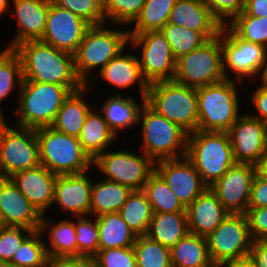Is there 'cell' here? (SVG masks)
Masks as SVG:
<instances>
[{
  "mask_svg": "<svg viewBox=\"0 0 267 267\" xmlns=\"http://www.w3.org/2000/svg\"><path fill=\"white\" fill-rule=\"evenodd\" d=\"M22 62L23 80L66 86L71 92L85 86L74 67V55L41 40L26 41L14 48Z\"/></svg>",
  "mask_w": 267,
  "mask_h": 267,
  "instance_id": "6da1fadb",
  "label": "cell"
},
{
  "mask_svg": "<svg viewBox=\"0 0 267 267\" xmlns=\"http://www.w3.org/2000/svg\"><path fill=\"white\" fill-rule=\"evenodd\" d=\"M106 26L107 23L91 26L73 54L76 74L84 85H89L95 77L92 76L93 70L100 72L111 59L128 47L127 29Z\"/></svg>",
  "mask_w": 267,
  "mask_h": 267,
  "instance_id": "7a4b0ae2",
  "label": "cell"
},
{
  "mask_svg": "<svg viewBox=\"0 0 267 267\" xmlns=\"http://www.w3.org/2000/svg\"><path fill=\"white\" fill-rule=\"evenodd\" d=\"M239 80H224L196 89L198 130L227 132L239 114Z\"/></svg>",
  "mask_w": 267,
  "mask_h": 267,
  "instance_id": "3957f363",
  "label": "cell"
},
{
  "mask_svg": "<svg viewBox=\"0 0 267 267\" xmlns=\"http://www.w3.org/2000/svg\"><path fill=\"white\" fill-rule=\"evenodd\" d=\"M17 103V126L37 129L51 126L71 91L63 85L22 80Z\"/></svg>",
  "mask_w": 267,
  "mask_h": 267,
  "instance_id": "277c9868",
  "label": "cell"
},
{
  "mask_svg": "<svg viewBox=\"0 0 267 267\" xmlns=\"http://www.w3.org/2000/svg\"><path fill=\"white\" fill-rule=\"evenodd\" d=\"M186 157L208 188L236 164L227 132L197 130L188 134Z\"/></svg>",
  "mask_w": 267,
  "mask_h": 267,
  "instance_id": "5b68a950",
  "label": "cell"
},
{
  "mask_svg": "<svg viewBox=\"0 0 267 267\" xmlns=\"http://www.w3.org/2000/svg\"><path fill=\"white\" fill-rule=\"evenodd\" d=\"M40 164L56 175L81 174L90 170L93 160L83 150L78 137L51 126L35 129Z\"/></svg>",
  "mask_w": 267,
  "mask_h": 267,
  "instance_id": "8992f818",
  "label": "cell"
},
{
  "mask_svg": "<svg viewBox=\"0 0 267 267\" xmlns=\"http://www.w3.org/2000/svg\"><path fill=\"white\" fill-rule=\"evenodd\" d=\"M142 123L141 150L155 162L163 159H178L187 154L188 133L176 123L169 121L146 102L143 103L138 125Z\"/></svg>",
  "mask_w": 267,
  "mask_h": 267,
  "instance_id": "52a82bcc",
  "label": "cell"
},
{
  "mask_svg": "<svg viewBox=\"0 0 267 267\" xmlns=\"http://www.w3.org/2000/svg\"><path fill=\"white\" fill-rule=\"evenodd\" d=\"M145 102L188 134L198 130L196 88L174 80L149 84Z\"/></svg>",
  "mask_w": 267,
  "mask_h": 267,
  "instance_id": "ba28073f",
  "label": "cell"
},
{
  "mask_svg": "<svg viewBox=\"0 0 267 267\" xmlns=\"http://www.w3.org/2000/svg\"><path fill=\"white\" fill-rule=\"evenodd\" d=\"M224 79L222 28L218 36L176 59L173 80L180 84L197 89Z\"/></svg>",
  "mask_w": 267,
  "mask_h": 267,
  "instance_id": "9c48e42d",
  "label": "cell"
},
{
  "mask_svg": "<svg viewBox=\"0 0 267 267\" xmlns=\"http://www.w3.org/2000/svg\"><path fill=\"white\" fill-rule=\"evenodd\" d=\"M12 127L0 120V177L35 168L40 164L39 145L33 128Z\"/></svg>",
  "mask_w": 267,
  "mask_h": 267,
  "instance_id": "30bf717a",
  "label": "cell"
},
{
  "mask_svg": "<svg viewBox=\"0 0 267 267\" xmlns=\"http://www.w3.org/2000/svg\"><path fill=\"white\" fill-rule=\"evenodd\" d=\"M208 253L215 267L248 258L253 239L245 214H229L207 237Z\"/></svg>",
  "mask_w": 267,
  "mask_h": 267,
  "instance_id": "8fae6325",
  "label": "cell"
},
{
  "mask_svg": "<svg viewBox=\"0 0 267 267\" xmlns=\"http://www.w3.org/2000/svg\"><path fill=\"white\" fill-rule=\"evenodd\" d=\"M110 148L93 160V166L103 174L104 179L123 184L131 190H143L148 178L155 172V161L141 152Z\"/></svg>",
  "mask_w": 267,
  "mask_h": 267,
  "instance_id": "7c38bea8",
  "label": "cell"
},
{
  "mask_svg": "<svg viewBox=\"0 0 267 267\" xmlns=\"http://www.w3.org/2000/svg\"><path fill=\"white\" fill-rule=\"evenodd\" d=\"M129 44L132 48L142 47L138 60L148 84L174 79L176 59L161 31L129 34Z\"/></svg>",
  "mask_w": 267,
  "mask_h": 267,
  "instance_id": "4fadbf2b",
  "label": "cell"
},
{
  "mask_svg": "<svg viewBox=\"0 0 267 267\" xmlns=\"http://www.w3.org/2000/svg\"><path fill=\"white\" fill-rule=\"evenodd\" d=\"M222 52L225 78L239 81L256 78L267 58L266 47L239 38L227 25L222 26Z\"/></svg>",
  "mask_w": 267,
  "mask_h": 267,
  "instance_id": "5bb4252c",
  "label": "cell"
},
{
  "mask_svg": "<svg viewBox=\"0 0 267 267\" xmlns=\"http://www.w3.org/2000/svg\"><path fill=\"white\" fill-rule=\"evenodd\" d=\"M255 165L236 163L209 189L230 214H247Z\"/></svg>",
  "mask_w": 267,
  "mask_h": 267,
  "instance_id": "9a60e30c",
  "label": "cell"
},
{
  "mask_svg": "<svg viewBox=\"0 0 267 267\" xmlns=\"http://www.w3.org/2000/svg\"><path fill=\"white\" fill-rule=\"evenodd\" d=\"M90 27L85 20L51 0L41 41L74 54Z\"/></svg>",
  "mask_w": 267,
  "mask_h": 267,
  "instance_id": "2e32d148",
  "label": "cell"
},
{
  "mask_svg": "<svg viewBox=\"0 0 267 267\" xmlns=\"http://www.w3.org/2000/svg\"><path fill=\"white\" fill-rule=\"evenodd\" d=\"M155 172L185 208L208 188L194 164L186 156L156 161Z\"/></svg>",
  "mask_w": 267,
  "mask_h": 267,
  "instance_id": "e0dca14e",
  "label": "cell"
},
{
  "mask_svg": "<svg viewBox=\"0 0 267 267\" xmlns=\"http://www.w3.org/2000/svg\"><path fill=\"white\" fill-rule=\"evenodd\" d=\"M236 163L255 165L267 151V124L241 115L227 131Z\"/></svg>",
  "mask_w": 267,
  "mask_h": 267,
  "instance_id": "ac0fdd59",
  "label": "cell"
},
{
  "mask_svg": "<svg viewBox=\"0 0 267 267\" xmlns=\"http://www.w3.org/2000/svg\"><path fill=\"white\" fill-rule=\"evenodd\" d=\"M87 172L57 175L53 205L76 217L91 215L92 181Z\"/></svg>",
  "mask_w": 267,
  "mask_h": 267,
  "instance_id": "d6986e66",
  "label": "cell"
},
{
  "mask_svg": "<svg viewBox=\"0 0 267 267\" xmlns=\"http://www.w3.org/2000/svg\"><path fill=\"white\" fill-rule=\"evenodd\" d=\"M0 209L5 226H22L33 231L39 230L42 215L10 178L0 177Z\"/></svg>",
  "mask_w": 267,
  "mask_h": 267,
  "instance_id": "ffe728a7",
  "label": "cell"
},
{
  "mask_svg": "<svg viewBox=\"0 0 267 267\" xmlns=\"http://www.w3.org/2000/svg\"><path fill=\"white\" fill-rule=\"evenodd\" d=\"M56 178V174L42 165L23 170L10 177L11 181L41 215H44L53 205Z\"/></svg>",
  "mask_w": 267,
  "mask_h": 267,
  "instance_id": "44dd1931",
  "label": "cell"
},
{
  "mask_svg": "<svg viewBox=\"0 0 267 267\" xmlns=\"http://www.w3.org/2000/svg\"><path fill=\"white\" fill-rule=\"evenodd\" d=\"M15 10L17 34L7 49L32 40H41L46 27L48 10L51 0H11Z\"/></svg>",
  "mask_w": 267,
  "mask_h": 267,
  "instance_id": "7402d4cb",
  "label": "cell"
},
{
  "mask_svg": "<svg viewBox=\"0 0 267 267\" xmlns=\"http://www.w3.org/2000/svg\"><path fill=\"white\" fill-rule=\"evenodd\" d=\"M186 213L189 232L205 238L230 214L209 188L186 208Z\"/></svg>",
  "mask_w": 267,
  "mask_h": 267,
  "instance_id": "603a6c76",
  "label": "cell"
},
{
  "mask_svg": "<svg viewBox=\"0 0 267 267\" xmlns=\"http://www.w3.org/2000/svg\"><path fill=\"white\" fill-rule=\"evenodd\" d=\"M168 23L201 32L208 40L218 36L222 28L200 0H176Z\"/></svg>",
  "mask_w": 267,
  "mask_h": 267,
  "instance_id": "cb8c5ba5",
  "label": "cell"
},
{
  "mask_svg": "<svg viewBox=\"0 0 267 267\" xmlns=\"http://www.w3.org/2000/svg\"><path fill=\"white\" fill-rule=\"evenodd\" d=\"M125 49L111 59L104 68L98 72L102 80L107 81L115 88L124 89L138 84L141 102H145L148 82L144 79L138 56L125 53ZM137 82V83H136Z\"/></svg>",
  "mask_w": 267,
  "mask_h": 267,
  "instance_id": "d4e9b609",
  "label": "cell"
},
{
  "mask_svg": "<svg viewBox=\"0 0 267 267\" xmlns=\"http://www.w3.org/2000/svg\"><path fill=\"white\" fill-rule=\"evenodd\" d=\"M51 222L52 220L46 219L44 214L41 217L39 228L42 235L45 233L49 234V241L47 242L44 239L49 259L77 256L75 220L64 219L60 220V222L55 221L54 225ZM47 229L49 230L48 232H46Z\"/></svg>",
  "mask_w": 267,
  "mask_h": 267,
  "instance_id": "484cf974",
  "label": "cell"
},
{
  "mask_svg": "<svg viewBox=\"0 0 267 267\" xmlns=\"http://www.w3.org/2000/svg\"><path fill=\"white\" fill-rule=\"evenodd\" d=\"M89 87L90 85H85L80 90L70 93L57 112L51 127L67 135H80L85 119L93 109L84 100Z\"/></svg>",
  "mask_w": 267,
  "mask_h": 267,
  "instance_id": "4316f807",
  "label": "cell"
},
{
  "mask_svg": "<svg viewBox=\"0 0 267 267\" xmlns=\"http://www.w3.org/2000/svg\"><path fill=\"white\" fill-rule=\"evenodd\" d=\"M116 137L104 120L103 114L92 109L85 119L78 140L83 150L94 160L116 142Z\"/></svg>",
  "mask_w": 267,
  "mask_h": 267,
  "instance_id": "83f0119b",
  "label": "cell"
},
{
  "mask_svg": "<svg viewBox=\"0 0 267 267\" xmlns=\"http://www.w3.org/2000/svg\"><path fill=\"white\" fill-rule=\"evenodd\" d=\"M134 99L131 96L116 94L107 98L102 104L100 112L117 138L120 130L138 124L139 112L144 102L139 105Z\"/></svg>",
  "mask_w": 267,
  "mask_h": 267,
  "instance_id": "f1b7e54d",
  "label": "cell"
},
{
  "mask_svg": "<svg viewBox=\"0 0 267 267\" xmlns=\"http://www.w3.org/2000/svg\"><path fill=\"white\" fill-rule=\"evenodd\" d=\"M188 232L186 212L153 213L146 235L170 249Z\"/></svg>",
  "mask_w": 267,
  "mask_h": 267,
  "instance_id": "f546056e",
  "label": "cell"
},
{
  "mask_svg": "<svg viewBox=\"0 0 267 267\" xmlns=\"http://www.w3.org/2000/svg\"><path fill=\"white\" fill-rule=\"evenodd\" d=\"M172 267H215L205 237L188 232L179 243L170 248Z\"/></svg>",
  "mask_w": 267,
  "mask_h": 267,
  "instance_id": "4dcf8cb0",
  "label": "cell"
},
{
  "mask_svg": "<svg viewBox=\"0 0 267 267\" xmlns=\"http://www.w3.org/2000/svg\"><path fill=\"white\" fill-rule=\"evenodd\" d=\"M132 190L123 184L103 179L92 184L91 216L119 212Z\"/></svg>",
  "mask_w": 267,
  "mask_h": 267,
  "instance_id": "1f68e13d",
  "label": "cell"
},
{
  "mask_svg": "<svg viewBox=\"0 0 267 267\" xmlns=\"http://www.w3.org/2000/svg\"><path fill=\"white\" fill-rule=\"evenodd\" d=\"M97 218L99 250L133 247L137 235L127 226L118 212L102 214Z\"/></svg>",
  "mask_w": 267,
  "mask_h": 267,
  "instance_id": "d6a6232c",
  "label": "cell"
},
{
  "mask_svg": "<svg viewBox=\"0 0 267 267\" xmlns=\"http://www.w3.org/2000/svg\"><path fill=\"white\" fill-rule=\"evenodd\" d=\"M118 213L137 236L147 234L153 210L143 190H132Z\"/></svg>",
  "mask_w": 267,
  "mask_h": 267,
  "instance_id": "836d02e7",
  "label": "cell"
},
{
  "mask_svg": "<svg viewBox=\"0 0 267 267\" xmlns=\"http://www.w3.org/2000/svg\"><path fill=\"white\" fill-rule=\"evenodd\" d=\"M175 1L146 0L139 16L133 22L134 29H128V33L142 34L150 31H161L168 23Z\"/></svg>",
  "mask_w": 267,
  "mask_h": 267,
  "instance_id": "e575fe53",
  "label": "cell"
},
{
  "mask_svg": "<svg viewBox=\"0 0 267 267\" xmlns=\"http://www.w3.org/2000/svg\"><path fill=\"white\" fill-rule=\"evenodd\" d=\"M143 191L153 213L186 212V208L156 172L148 178Z\"/></svg>",
  "mask_w": 267,
  "mask_h": 267,
  "instance_id": "d590c367",
  "label": "cell"
},
{
  "mask_svg": "<svg viewBox=\"0 0 267 267\" xmlns=\"http://www.w3.org/2000/svg\"><path fill=\"white\" fill-rule=\"evenodd\" d=\"M22 80V62L20 56L14 49L5 48L3 51H0V102L10 96L16 86L19 90ZM1 109L0 120L6 119Z\"/></svg>",
  "mask_w": 267,
  "mask_h": 267,
  "instance_id": "8d00e7d4",
  "label": "cell"
},
{
  "mask_svg": "<svg viewBox=\"0 0 267 267\" xmlns=\"http://www.w3.org/2000/svg\"><path fill=\"white\" fill-rule=\"evenodd\" d=\"M39 230L33 231L14 253L10 263L15 267H48L49 257Z\"/></svg>",
  "mask_w": 267,
  "mask_h": 267,
  "instance_id": "74e56055",
  "label": "cell"
},
{
  "mask_svg": "<svg viewBox=\"0 0 267 267\" xmlns=\"http://www.w3.org/2000/svg\"><path fill=\"white\" fill-rule=\"evenodd\" d=\"M171 46L175 59L201 47L208 39L201 33L167 23L161 30Z\"/></svg>",
  "mask_w": 267,
  "mask_h": 267,
  "instance_id": "f35d334b",
  "label": "cell"
},
{
  "mask_svg": "<svg viewBox=\"0 0 267 267\" xmlns=\"http://www.w3.org/2000/svg\"><path fill=\"white\" fill-rule=\"evenodd\" d=\"M133 249L137 267H172L170 249L147 235L137 236Z\"/></svg>",
  "mask_w": 267,
  "mask_h": 267,
  "instance_id": "ab89813d",
  "label": "cell"
},
{
  "mask_svg": "<svg viewBox=\"0 0 267 267\" xmlns=\"http://www.w3.org/2000/svg\"><path fill=\"white\" fill-rule=\"evenodd\" d=\"M227 26L239 38L267 48V17H253L243 11Z\"/></svg>",
  "mask_w": 267,
  "mask_h": 267,
  "instance_id": "60d3db41",
  "label": "cell"
},
{
  "mask_svg": "<svg viewBox=\"0 0 267 267\" xmlns=\"http://www.w3.org/2000/svg\"><path fill=\"white\" fill-rule=\"evenodd\" d=\"M92 218L80 216L75 221L77 256L94 257L99 252L98 218L95 216L93 221Z\"/></svg>",
  "mask_w": 267,
  "mask_h": 267,
  "instance_id": "b9f144b4",
  "label": "cell"
},
{
  "mask_svg": "<svg viewBox=\"0 0 267 267\" xmlns=\"http://www.w3.org/2000/svg\"><path fill=\"white\" fill-rule=\"evenodd\" d=\"M146 0H104L105 23L131 26L139 16Z\"/></svg>",
  "mask_w": 267,
  "mask_h": 267,
  "instance_id": "7bdbcfd3",
  "label": "cell"
},
{
  "mask_svg": "<svg viewBox=\"0 0 267 267\" xmlns=\"http://www.w3.org/2000/svg\"><path fill=\"white\" fill-rule=\"evenodd\" d=\"M56 5L71 11L91 26L105 24L104 0H52Z\"/></svg>",
  "mask_w": 267,
  "mask_h": 267,
  "instance_id": "ee69618b",
  "label": "cell"
},
{
  "mask_svg": "<svg viewBox=\"0 0 267 267\" xmlns=\"http://www.w3.org/2000/svg\"><path fill=\"white\" fill-rule=\"evenodd\" d=\"M33 232L22 226L0 228V261L10 262L21 243Z\"/></svg>",
  "mask_w": 267,
  "mask_h": 267,
  "instance_id": "f6af8a7d",
  "label": "cell"
},
{
  "mask_svg": "<svg viewBox=\"0 0 267 267\" xmlns=\"http://www.w3.org/2000/svg\"><path fill=\"white\" fill-rule=\"evenodd\" d=\"M94 258L98 267H137L133 247L102 249Z\"/></svg>",
  "mask_w": 267,
  "mask_h": 267,
  "instance_id": "bcb514c9",
  "label": "cell"
},
{
  "mask_svg": "<svg viewBox=\"0 0 267 267\" xmlns=\"http://www.w3.org/2000/svg\"><path fill=\"white\" fill-rule=\"evenodd\" d=\"M212 16L222 25H228L237 15L244 11L245 0H200Z\"/></svg>",
  "mask_w": 267,
  "mask_h": 267,
  "instance_id": "7dc6e473",
  "label": "cell"
},
{
  "mask_svg": "<svg viewBox=\"0 0 267 267\" xmlns=\"http://www.w3.org/2000/svg\"><path fill=\"white\" fill-rule=\"evenodd\" d=\"M246 215L253 241L267 239V207L248 208Z\"/></svg>",
  "mask_w": 267,
  "mask_h": 267,
  "instance_id": "c3c4849f",
  "label": "cell"
},
{
  "mask_svg": "<svg viewBox=\"0 0 267 267\" xmlns=\"http://www.w3.org/2000/svg\"><path fill=\"white\" fill-rule=\"evenodd\" d=\"M267 207V179L255 174L251 185V195L248 208Z\"/></svg>",
  "mask_w": 267,
  "mask_h": 267,
  "instance_id": "681fc988",
  "label": "cell"
},
{
  "mask_svg": "<svg viewBox=\"0 0 267 267\" xmlns=\"http://www.w3.org/2000/svg\"><path fill=\"white\" fill-rule=\"evenodd\" d=\"M250 96L257 113L249 115L267 124V87L259 85Z\"/></svg>",
  "mask_w": 267,
  "mask_h": 267,
  "instance_id": "f907efd6",
  "label": "cell"
},
{
  "mask_svg": "<svg viewBox=\"0 0 267 267\" xmlns=\"http://www.w3.org/2000/svg\"><path fill=\"white\" fill-rule=\"evenodd\" d=\"M48 267H98L92 256L60 257L49 260Z\"/></svg>",
  "mask_w": 267,
  "mask_h": 267,
  "instance_id": "816d5d0a",
  "label": "cell"
},
{
  "mask_svg": "<svg viewBox=\"0 0 267 267\" xmlns=\"http://www.w3.org/2000/svg\"><path fill=\"white\" fill-rule=\"evenodd\" d=\"M248 258L255 267H267V239L254 240Z\"/></svg>",
  "mask_w": 267,
  "mask_h": 267,
  "instance_id": "f5cc1de1",
  "label": "cell"
},
{
  "mask_svg": "<svg viewBox=\"0 0 267 267\" xmlns=\"http://www.w3.org/2000/svg\"><path fill=\"white\" fill-rule=\"evenodd\" d=\"M244 12L253 17H267V0H245Z\"/></svg>",
  "mask_w": 267,
  "mask_h": 267,
  "instance_id": "db71d44e",
  "label": "cell"
},
{
  "mask_svg": "<svg viewBox=\"0 0 267 267\" xmlns=\"http://www.w3.org/2000/svg\"><path fill=\"white\" fill-rule=\"evenodd\" d=\"M255 168H256V174L259 177L267 179V151L255 164Z\"/></svg>",
  "mask_w": 267,
  "mask_h": 267,
  "instance_id": "11a10c76",
  "label": "cell"
},
{
  "mask_svg": "<svg viewBox=\"0 0 267 267\" xmlns=\"http://www.w3.org/2000/svg\"><path fill=\"white\" fill-rule=\"evenodd\" d=\"M221 267H255L249 258L231 261L223 264Z\"/></svg>",
  "mask_w": 267,
  "mask_h": 267,
  "instance_id": "9f6ffc18",
  "label": "cell"
},
{
  "mask_svg": "<svg viewBox=\"0 0 267 267\" xmlns=\"http://www.w3.org/2000/svg\"><path fill=\"white\" fill-rule=\"evenodd\" d=\"M261 74H259L260 77V85L267 87V58L266 61L263 64L262 70L260 72Z\"/></svg>",
  "mask_w": 267,
  "mask_h": 267,
  "instance_id": "6f0895ef",
  "label": "cell"
},
{
  "mask_svg": "<svg viewBox=\"0 0 267 267\" xmlns=\"http://www.w3.org/2000/svg\"><path fill=\"white\" fill-rule=\"evenodd\" d=\"M11 0H0V16L3 15L4 13H6V10L8 11L9 7V3Z\"/></svg>",
  "mask_w": 267,
  "mask_h": 267,
  "instance_id": "680465c9",
  "label": "cell"
},
{
  "mask_svg": "<svg viewBox=\"0 0 267 267\" xmlns=\"http://www.w3.org/2000/svg\"><path fill=\"white\" fill-rule=\"evenodd\" d=\"M0 267H15V266L10 262L0 261Z\"/></svg>",
  "mask_w": 267,
  "mask_h": 267,
  "instance_id": "91938a15",
  "label": "cell"
},
{
  "mask_svg": "<svg viewBox=\"0 0 267 267\" xmlns=\"http://www.w3.org/2000/svg\"><path fill=\"white\" fill-rule=\"evenodd\" d=\"M5 226L4 225V220H3V216H2V213H1V209H0V228Z\"/></svg>",
  "mask_w": 267,
  "mask_h": 267,
  "instance_id": "94428289",
  "label": "cell"
}]
</instances>
